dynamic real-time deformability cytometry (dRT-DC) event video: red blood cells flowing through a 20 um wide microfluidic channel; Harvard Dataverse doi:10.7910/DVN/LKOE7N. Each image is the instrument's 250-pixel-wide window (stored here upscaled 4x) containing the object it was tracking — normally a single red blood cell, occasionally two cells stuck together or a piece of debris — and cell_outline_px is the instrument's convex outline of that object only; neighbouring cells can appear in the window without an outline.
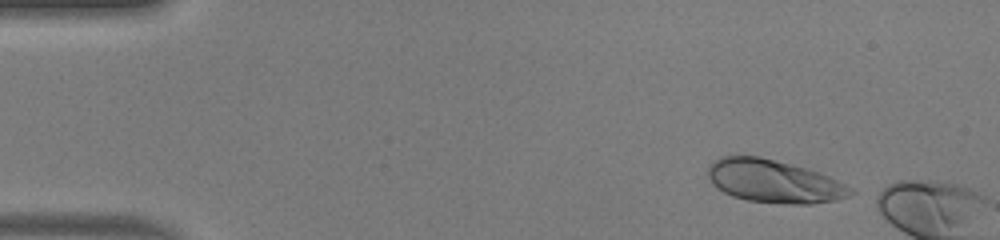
{"species": "human", "species_latin": "Homo sapiens", "temperature_condition": "warm", "stored_images_in_passage": 7, "camera_frame_rate_fps": 3000, "um_per_image_px": 0.085, "donor": {"sex": "male"}, "frame": {"image": 1, "passage_image": 2, "time_ms": 0.333, "image_size_px": [1000, 240], "cell_outline_px": [[856, 192], [848, 196], [836, 200], [812, 204], [788, 204], [748, 200], [732, 196], [724, 192], [712, 184], [708, 176], [708, 164], [720, 156], [760, 156], [804, 168], [828, 176], [852, 188]], "centroid_in_image_um": [65.75, 15.41], "position_along_channel_um": 19.2, "area_um2": 35.43}}